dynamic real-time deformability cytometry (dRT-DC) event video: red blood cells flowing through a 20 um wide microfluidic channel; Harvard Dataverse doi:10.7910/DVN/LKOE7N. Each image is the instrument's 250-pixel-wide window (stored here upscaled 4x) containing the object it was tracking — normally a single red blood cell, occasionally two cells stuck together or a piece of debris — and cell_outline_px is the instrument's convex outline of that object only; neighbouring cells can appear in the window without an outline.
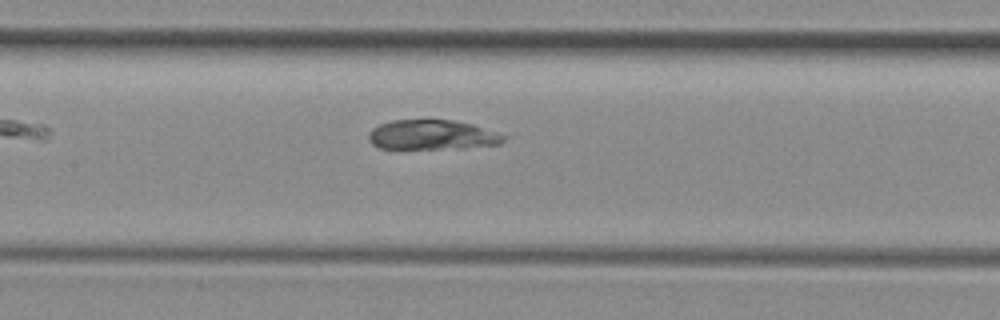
{"species": "common noctule bat (a hibernating species)", "species_latin": "Nyctalus noctula", "temperature_condition": "room temperature", "stored_images_in_passage": 7, "camera_frame_rate_fps": 3000, "um_per_image_px": 0.085, "animal": {"sex": "female", "body_mass_g": 29.2, "forearm_length_mm": 56.3}, "frame": {"image": 1, "passage_image": 7, "time_ms": 2.0, "image_size_px": [1000, 320], "cell_outline_px": [[508, 136], [500, 144], [464, 148], [380, 148], [372, 144], [368, 140], [368, 132], [372, 128], [380, 124], [392, 120], [452, 120], [472, 124]], "centroid_in_image_um": [36.72, 11.46], "position_along_channel_um": 170.7, "area_um2": 23.35}}